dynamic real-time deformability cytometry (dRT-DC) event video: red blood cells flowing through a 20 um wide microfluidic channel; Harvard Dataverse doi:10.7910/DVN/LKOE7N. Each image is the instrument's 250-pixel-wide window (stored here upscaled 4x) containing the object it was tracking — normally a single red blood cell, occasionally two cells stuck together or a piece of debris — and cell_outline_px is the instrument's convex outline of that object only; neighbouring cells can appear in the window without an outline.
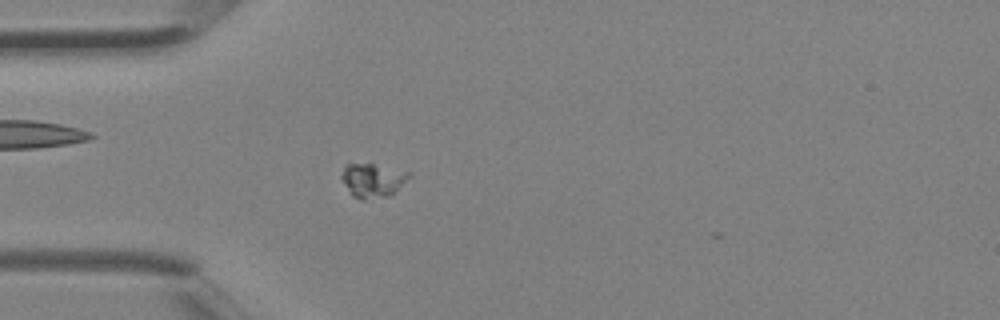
{"species": "Egyptian fruit bat (a non-hibernating species)", "species_latin": "Rousettus aegyptiacus", "temperature_condition": "room temperature", "stored_images_in_passage": 3, "camera_frame_rate_fps": 3000, "um_per_image_px": 0.085, "animal": {"sex": "female"}, "frame": {"image": 1, "passage_image": 3, "time_ms": 0.667, "image_size_px": [1000, 320], "cell_outline_px": [[412, 172], [388, 196], [368, 200], [352, 196], [340, 176], [344, 168], [348, 164], [372, 164]], "centroid_in_image_um": [31.62, 15.32], "position_along_channel_um": 53.4, "area_um2": 12.77}}